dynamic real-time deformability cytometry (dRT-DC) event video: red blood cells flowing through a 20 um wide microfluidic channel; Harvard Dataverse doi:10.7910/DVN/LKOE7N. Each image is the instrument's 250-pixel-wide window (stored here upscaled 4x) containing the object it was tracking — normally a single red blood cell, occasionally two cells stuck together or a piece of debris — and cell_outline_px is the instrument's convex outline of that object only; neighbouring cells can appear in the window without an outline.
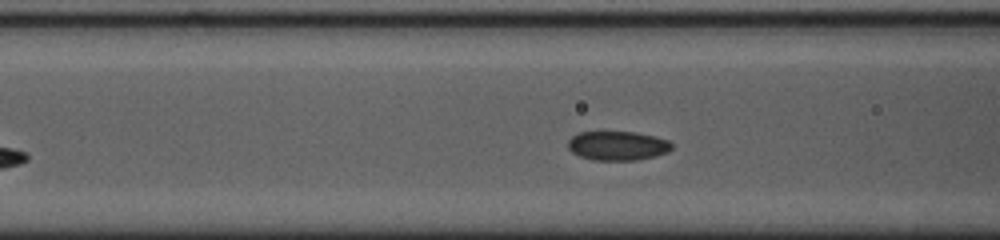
{"species": "common noctule bat (a hibernating species)", "species_latin": "Nyctalus noctula", "temperature_condition": "cold", "stored_images_in_passage": 45, "camera_frame_rate_fps": 3000, "um_per_image_px": 0.085, "animal": {"sex": "female", "body_mass_g": 23.0, "forearm_length_mm": 53.4}, "frame": {"image": 1, "passage_image": 10, "time_ms": 3.0, "image_size_px": [1000, 240], "cell_outline_px": [[672, 148], [668, 152], [656, 156], [636, 160], [592, 160], [580, 156], [572, 152], [568, 148], [568, 140], [572, 136], [580, 132], [636, 132], [656, 136], [668, 140], [672, 144]], "centroid_in_image_um": [52.51, 12.39], "position_along_channel_um": 114.1, "area_um2": 17.74}}
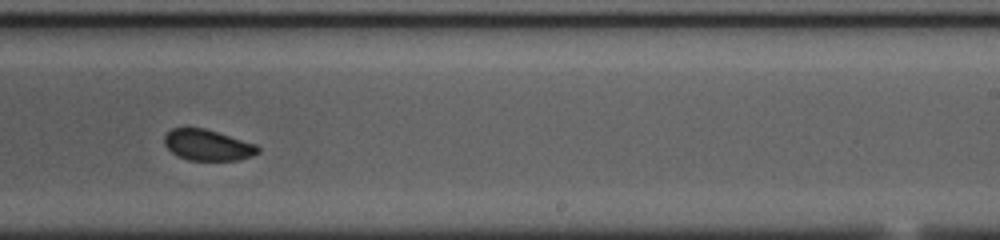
{"frame": {"image": 2, "passage_image": 23, "time_ms": 7.333, "image_size_px": [1000, 240], "cell_outline_px": [[260, 152], [252, 156], [240, 160], [188, 160], [172, 152], [164, 144], [164, 136], [172, 128], [204, 128], [256, 144], [260, 148]], "centroid_in_image_um": [17.67, 12.34], "position_along_channel_um": 271.3, "area_um2": 16.76}}
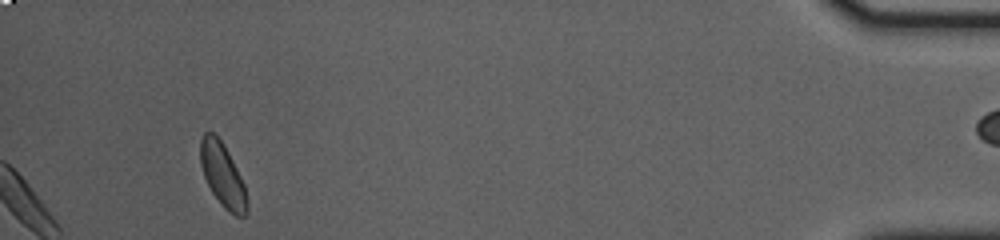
{"frame": {"image": 3, "passage_image": 41, "time_ms": 13.333, "image_size_px": [1000, 240], "cell_outline_px": [[248, 212], [244, 216], [236, 216], [224, 208], [212, 192], [204, 176], [200, 164], [200, 140], [204, 132], [212, 132], [220, 140], [232, 160], [244, 184], [248, 204]], "centroid_in_image_um": [18.92, 14.9], "position_along_channel_um": 416.3, "area_um2": 16.99}, "authors_computed_cell_mechanics": {"area_um2": 17.5134, "velocity_mm_per_s": 3.6362, "shape_relaxation_time_tau1_ms": 2.5513, "shape_relaxation_time_tau2_ms": 1.4338, "deformation_change_tau1": 0.0556, "deformation_change_tau2": 0.0453}}